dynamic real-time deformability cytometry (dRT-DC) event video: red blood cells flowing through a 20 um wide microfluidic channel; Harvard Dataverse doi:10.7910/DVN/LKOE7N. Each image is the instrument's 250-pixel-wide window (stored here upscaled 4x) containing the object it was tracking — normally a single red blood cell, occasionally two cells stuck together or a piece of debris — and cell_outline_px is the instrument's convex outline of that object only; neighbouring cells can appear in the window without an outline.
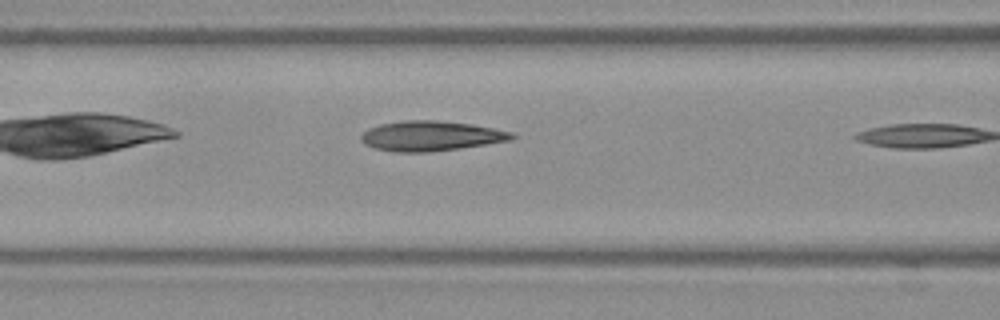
{"species": "Egyptian fruit bat (a non-hibernating species)", "species_latin": "Rousettus aegyptiacus", "temperature_condition": "warm", "stored_images_in_passage": 6, "camera_frame_rate_fps": 3000, "um_per_image_px": 0.085, "frame": {"image": 1, "passage_image": 5, "time_ms": 1.333, "image_size_px": [1000, 320], "cell_outline_px": [[516, 136], [512, 140], [460, 148], [428, 152], [392, 152], [372, 148], [364, 144], [360, 140], [360, 136], [368, 128], [380, 124], [404, 120], [436, 120], [472, 124], [512, 132]], "centroid_in_image_um": [36.58, 11.56], "position_along_channel_um": 130.0, "area_um2": 26.47}}